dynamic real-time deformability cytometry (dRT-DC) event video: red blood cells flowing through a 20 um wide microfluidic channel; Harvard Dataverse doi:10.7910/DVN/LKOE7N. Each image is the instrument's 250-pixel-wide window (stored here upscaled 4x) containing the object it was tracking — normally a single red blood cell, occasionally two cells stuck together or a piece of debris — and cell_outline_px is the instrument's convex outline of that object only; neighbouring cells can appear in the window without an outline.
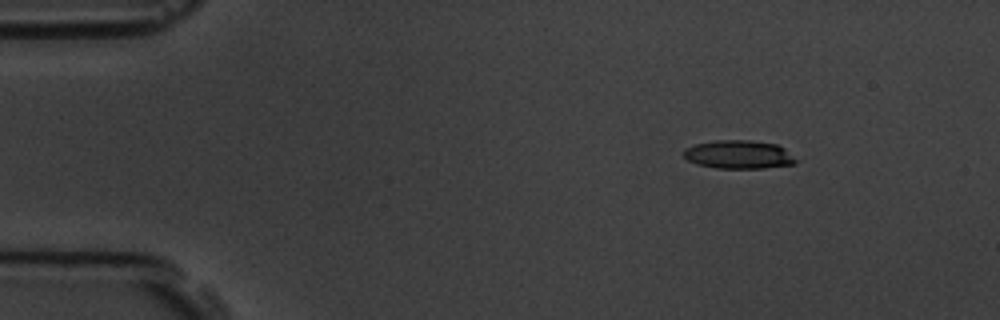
{"species": "common noctule bat (a hibernating species)", "species_latin": "Nyctalus noctula", "temperature_condition": "room temperature", "stored_images_in_passage": 3, "camera_frame_rate_fps": 3000, "um_per_image_px": 0.085, "animal": {"sex": "male", "body_mass_g": 19.5, "forearm_length_mm": 54.6}, "frame": {"image": 1, "passage_image": 1, "time_ms": 0.0, "image_size_px": [1000, 320], "cell_outline_px": [[796, 164], [764, 168], [716, 168], [696, 164], [688, 160], [684, 156], [684, 148], [692, 144], [712, 140], [752, 140], [776, 144], [784, 148], [796, 160]], "centroid_in_image_um": [62.75, 13.12], "position_along_channel_um": 22.3, "area_um2": 18.73}}